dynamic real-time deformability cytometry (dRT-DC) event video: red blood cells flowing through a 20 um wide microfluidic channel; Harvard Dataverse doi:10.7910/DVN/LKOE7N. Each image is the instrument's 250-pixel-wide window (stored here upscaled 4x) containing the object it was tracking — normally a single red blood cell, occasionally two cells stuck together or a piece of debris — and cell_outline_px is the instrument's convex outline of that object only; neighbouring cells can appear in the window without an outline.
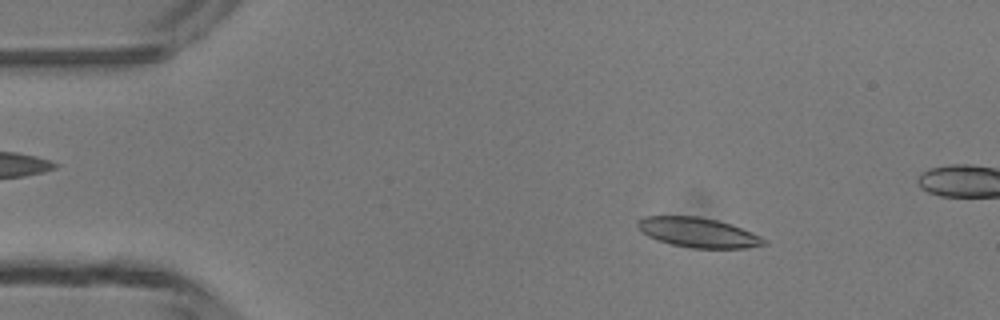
{"species": "common noctule bat (a hibernating species)", "species_latin": "Nyctalus noctula", "temperature_condition": "room temperature", "stored_images_in_passage": 4, "camera_frame_rate_fps": 3000, "um_per_image_px": 0.085, "animal": {"sex": "male", "body_mass_g": 13.3}, "frame": {"image": 1, "passage_image": 2, "time_ms": 1.0, "image_size_px": [1000, 320], "cell_outline_px": [[768, 244], [744, 248], [692, 248], [672, 244], [648, 236], [640, 232], [636, 228], [636, 224], [644, 216], [696, 216], [716, 220], [740, 228], [760, 236]], "centroid_in_image_um": [59.29, 19.76], "position_along_channel_um": 25.7, "area_um2": 21.56}}